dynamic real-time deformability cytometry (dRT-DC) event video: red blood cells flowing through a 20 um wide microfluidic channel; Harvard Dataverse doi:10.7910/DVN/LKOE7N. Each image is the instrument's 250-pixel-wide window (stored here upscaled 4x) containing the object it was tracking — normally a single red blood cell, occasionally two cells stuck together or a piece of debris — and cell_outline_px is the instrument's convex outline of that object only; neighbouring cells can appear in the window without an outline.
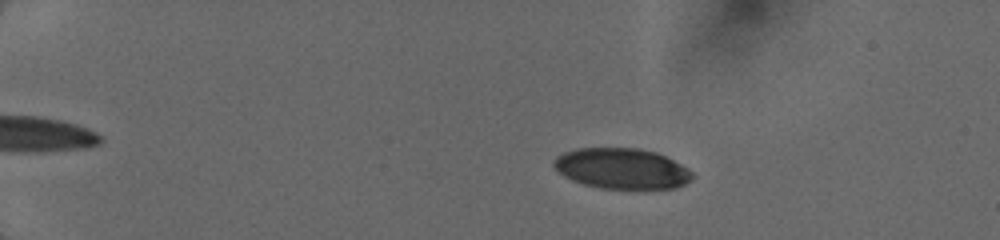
{"species": "human", "species_latin": "Homo sapiens", "temperature_condition": "cold", "stored_images_in_passage": 7, "camera_frame_rate_fps": 3000, "um_per_image_px": 0.085, "donor": {"sex": "female"}, "frame": {"image": 1, "passage_image": 3, "time_ms": 2.0, "image_size_px": [1000, 240], "cell_outline_px": [[692, 176], [684, 184], [676, 188], [644, 192], [600, 188], [584, 184], [572, 180], [564, 176], [552, 164], [552, 160], [556, 156], [564, 152], [576, 148], [636, 148], [656, 152], [688, 168], [692, 172]], "centroid_in_image_um": [52.86, 14.37], "position_along_channel_um": 32.1, "area_um2": 33.58}}
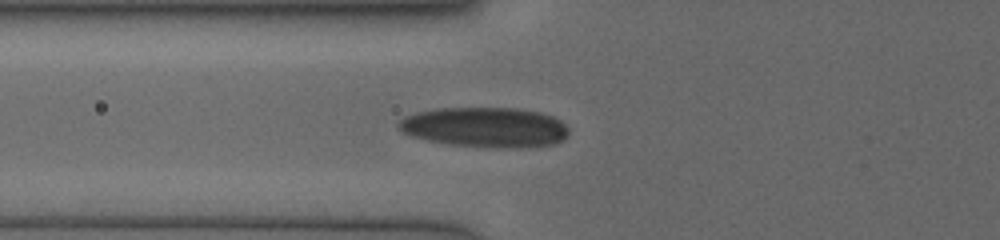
{"frame": {"image": 2, "passage_image": 7, "time_ms": 5.667, "image_size_px": [1000, 240], "cell_outline_px": [[568, 136], [564, 140], [556, 144], [536, 148], [496, 148], [448, 144], [428, 140], [412, 136], [404, 132], [396, 124], [404, 116], [416, 112], [436, 108], [520, 108], [540, 112], [552, 116], [560, 120], [568, 128]], "centroid_in_image_um": [41.29, 10.83], "position_along_channel_um": 84.5, "area_um2": 40.29}}